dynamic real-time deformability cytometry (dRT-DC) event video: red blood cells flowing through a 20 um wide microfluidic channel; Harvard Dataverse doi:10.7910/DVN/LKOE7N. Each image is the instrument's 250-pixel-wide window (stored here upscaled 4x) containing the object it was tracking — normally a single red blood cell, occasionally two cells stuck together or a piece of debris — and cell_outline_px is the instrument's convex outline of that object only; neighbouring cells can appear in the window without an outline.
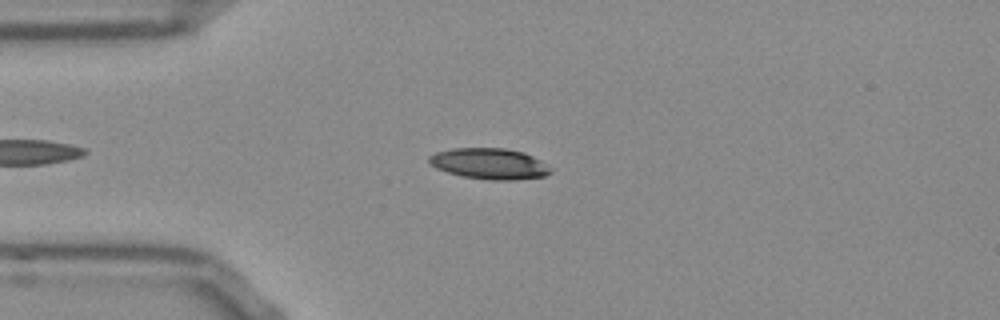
{"species": "Egyptian fruit bat (a non-hibernating species)", "species_latin": "Rousettus aegyptiacus", "temperature_condition": "room temperature", "stored_images_in_passage": 41, "camera_frame_rate_fps": 3000, "um_per_image_px": 0.085, "frame": {"image": 1, "passage_image": 5, "time_ms": 1.333, "image_size_px": [1000, 320], "cell_outline_px": [[552, 172], [544, 176], [512, 180], [492, 180], [464, 176], [448, 172], [436, 168], [428, 164], [428, 156], [436, 152], [452, 148], [504, 148], [524, 152], [540, 160], [552, 168]], "centroid_in_image_um": [41.59, 13.9], "position_along_channel_um": 43.4, "area_um2": 21.91}}
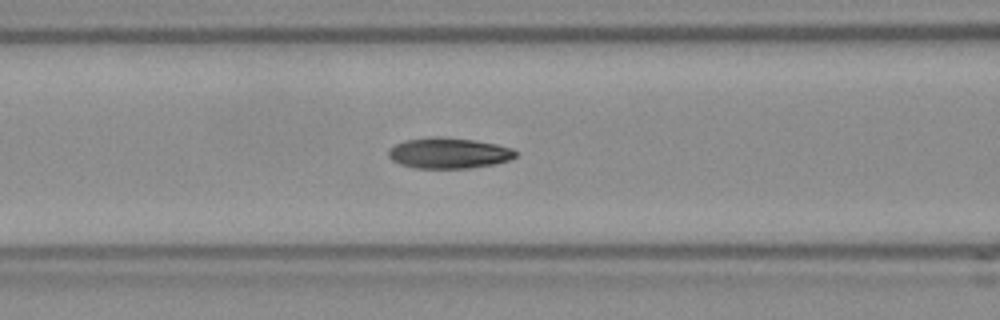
{"frame": {"image": 2, "passage_image": 13, "time_ms": 4.0, "image_size_px": [1000, 320], "cell_outline_px": [[516, 156], [508, 160], [496, 164], [472, 168], [416, 168], [400, 164], [392, 160], [388, 156], [388, 148], [404, 140], [432, 136], [436, 136], [476, 140], [496, 144], [512, 148], [516, 152]], "centroid_in_image_um": [38.13, 13.01], "position_along_channel_um": 128.5, "area_um2": 22.95}}
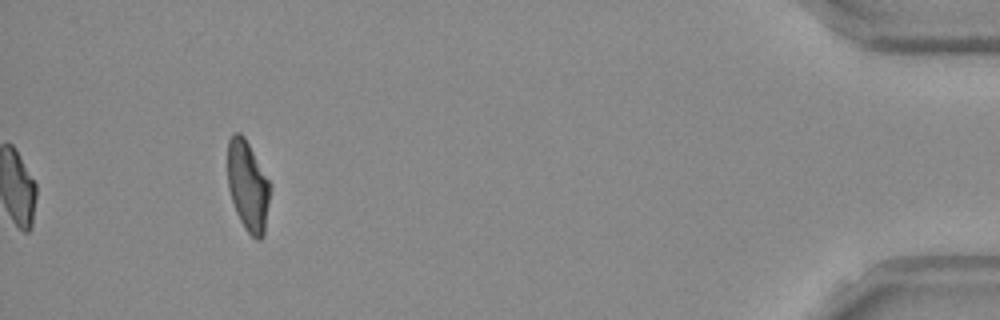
{"frame": {"image": 3, "passage_image": 41, "time_ms": 13.333, "image_size_px": [1000, 320], "cell_outline_px": [[268, 200], [264, 232], [260, 240], [256, 240], [244, 228], [236, 212], [228, 188], [228, 140], [236, 132], [240, 132], [244, 136], [268, 180]], "centroid_in_image_um": [21.03, 15.8], "position_along_channel_um": 414.2, "area_um2": 21.62}, "authors_computed_cell_mechanics": {"area_um2": 22.3108, "velocity_mm_per_s": 3.821, "shape_relaxation_time_tau1_ms": 7.8559, "shape_relaxation_time_tau2_ms": 2.0659, "deformation_change_tau1": 0.2141, "deformation_change_tau2": 0.0679}}